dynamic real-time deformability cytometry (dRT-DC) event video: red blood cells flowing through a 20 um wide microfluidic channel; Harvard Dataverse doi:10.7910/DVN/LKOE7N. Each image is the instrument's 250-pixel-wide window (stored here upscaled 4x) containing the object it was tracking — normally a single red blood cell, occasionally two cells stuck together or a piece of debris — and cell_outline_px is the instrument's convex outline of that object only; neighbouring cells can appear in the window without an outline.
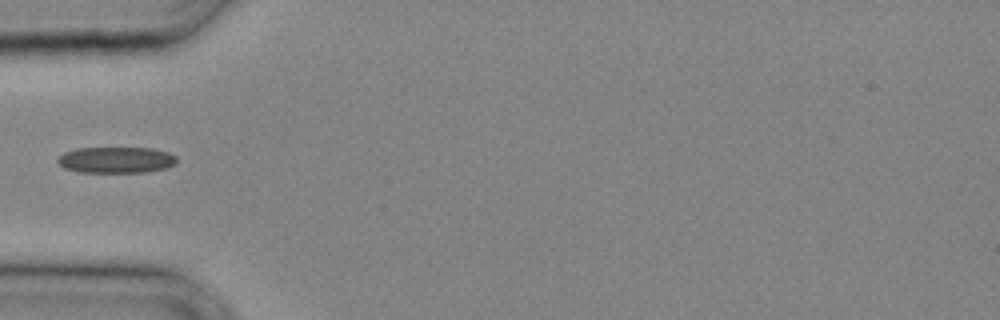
{"species": "common noctule bat (a hibernating species)", "species_latin": "Nyctalus noctula", "temperature_condition": "cold", "stored_images_in_passage": 17, "camera_frame_rate_fps": 3000, "um_per_image_px": 0.085, "animal": {"sex": "male", "body_mass_g": 20.4}, "frame": {"image": 1, "passage_image": 10, "time_ms": 3.0, "image_size_px": [1000, 320], "cell_outline_px": [[176, 164], [164, 168], [144, 172], [80, 172], [64, 168], [56, 160], [64, 152], [76, 148], [152, 148], [168, 152], [176, 156]], "centroid_in_image_um": [9.86, 13.59], "position_along_channel_um": 75.1, "area_um2": 18.09}}
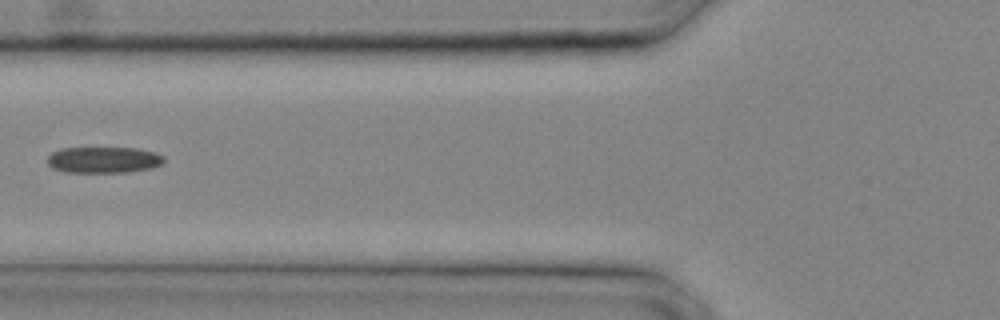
{"frame": {"image": 2, "passage_image": 12, "time_ms": 3.667, "image_size_px": [1000, 320], "cell_outline_px": [[164, 164], [152, 168], [128, 172], [68, 172], [52, 168], [48, 164], [48, 156], [52, 152], [60, 148], [136, 148], [152, 152], [164, 156]], "centroid_in_image_um": [8.82, 13.59], "position_along_channel_um": 117.0, "area_um2": 17.8}}
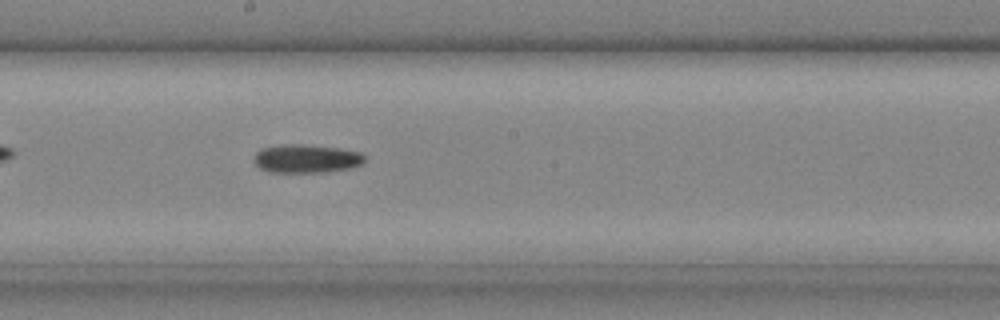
{"frame": {"image": 3, "passage_image": 17, "time_ms": 5.333, "image_size_px": [1000, 320], "cell_outline_px": [[364, 164], [348, 168], [328, 172], [268, 172], [260, 168], [252, 160], [256, 152], [260, 148], [284, 144], [304, 144], [340, 148], [364, 152]], "centroid_in_image_um": [26.04, 13.47], "position_along_channel_um": 222.2, "area_um2": 18.67}}